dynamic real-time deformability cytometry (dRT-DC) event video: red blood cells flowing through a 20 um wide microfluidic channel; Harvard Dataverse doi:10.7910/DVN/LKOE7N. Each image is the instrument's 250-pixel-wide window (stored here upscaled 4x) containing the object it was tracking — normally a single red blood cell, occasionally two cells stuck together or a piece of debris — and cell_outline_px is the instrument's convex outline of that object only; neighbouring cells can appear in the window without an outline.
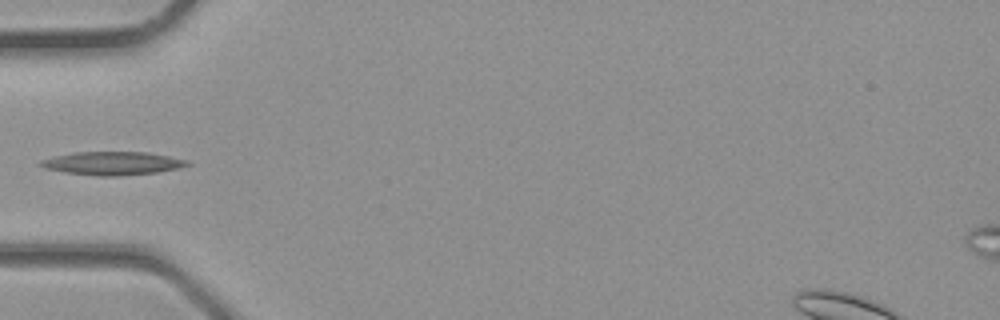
{"species": "common noctule bat (a hibernating species)", "species_latin": "Nyctalus noctula", "temperature_condition": "room temperature", "stored_images_in_passage": 4, "camera_frame_rate_fps": 3000, "um_per_image_px": 0.085, "animal": {"sex": "male", "body_mass_g": 23.1, "forearm_length_mm": 52.7}, "frame": {"image": 1, "passage_image": 4, "time_ms": 1.0, "image_size_px": [1000, 320], "cell_outline_px": [[192, 164], [176, 168], [156, 172], [120, 176], [100, 176], [64, 172], [44, 168], [36, 164], [40, 160], [56, 156], [76, 152], [148, 152], [188, 160]], "centroid_in_image_um": [9.53, 13.88], "position_along_channel_um": 75.5, "area_um2": 19.83}}